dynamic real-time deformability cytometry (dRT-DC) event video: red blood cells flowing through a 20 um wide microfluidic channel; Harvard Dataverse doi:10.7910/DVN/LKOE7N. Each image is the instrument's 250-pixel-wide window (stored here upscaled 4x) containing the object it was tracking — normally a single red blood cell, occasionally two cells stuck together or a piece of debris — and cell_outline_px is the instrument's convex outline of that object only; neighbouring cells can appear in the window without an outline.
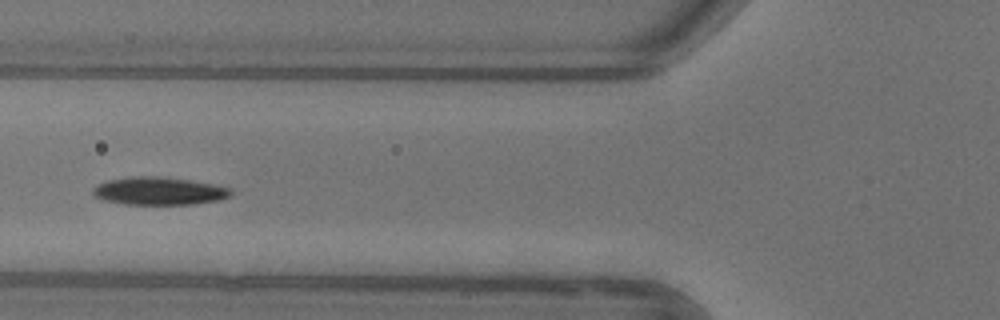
{"species": "common noctule bat (a hibernating species)", "species_latin": "Nyctalus noctula", "temperature_condition": "warm", "stored_images_in_passage": 40, "camera_frame_rate_fps": 3000, "um_per_image_px": 0.085, "animal": {"sex": "female"}, "frame": {"image": 1, "passage_image": 7, "time_ms": 2.0, "image_size_px": [1000, 320], "cell_outline_px": [[232, 196], [220, 200], [196, 204], [124, 204], [104, 200], [92, 196], [92, 188], [108, 180], [132, 176], [156, 176], [188, 180], [212, 184], [228, 188], [232, 192]], "centroid_in_image_um": [13.5, 16.24], "position_along_channel_um": 112.3, "area_um2": 22.31}, "authors_computed_cell_mechanics": {"area_um2": 22.0218, "velocity_mm_per_s": 3.8876, "shape_relaxation_time_tau1_ms": 2.8104, "shape_relaxation_time_tau2_ms": null, "deformation_change_tau1": 0.1525, "deformation_change_tau2": null}}